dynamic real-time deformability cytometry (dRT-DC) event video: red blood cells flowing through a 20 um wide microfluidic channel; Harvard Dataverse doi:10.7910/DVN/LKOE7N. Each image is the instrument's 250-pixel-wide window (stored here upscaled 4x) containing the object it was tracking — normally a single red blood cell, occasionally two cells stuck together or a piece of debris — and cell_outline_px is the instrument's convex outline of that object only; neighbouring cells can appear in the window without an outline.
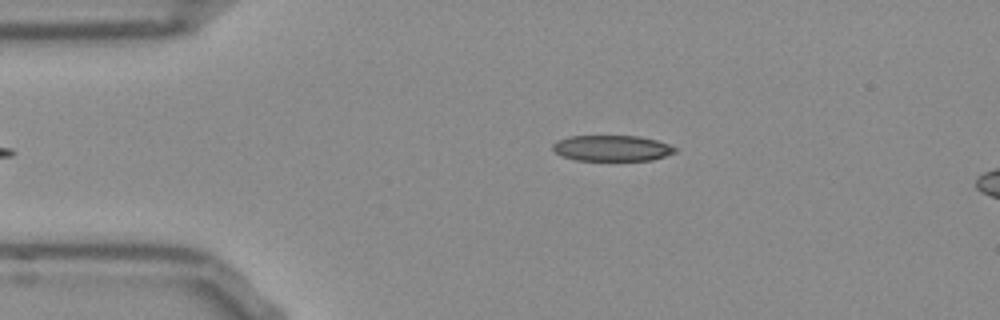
{"species": "Egyptian fruit bat (a non-hibernating species)", "species_latin": "Rousettus aegyptiacus", "temperature_condition": "room temperature", "stored_images_in_passage": 6, "camera_frame_rate_fps": 3000, "um_per_image_px": 0.085, "frame": {"image": 1, "passage_image": 2, "time_ms": 0.333, "image_size_px": [1000, 320], "cell_outline_px": [[676, 152], [652, 160], [576, 160], [560, 156], [552, 148], [552, 144], [556, 140], [568, 136], [640, 136], [656, 140], [668, 144], [676, 148]], "centroid_in_image_um": [51.97, 12.59], "position_along_channel_um": 33.0, "area_um2": 18.44}}